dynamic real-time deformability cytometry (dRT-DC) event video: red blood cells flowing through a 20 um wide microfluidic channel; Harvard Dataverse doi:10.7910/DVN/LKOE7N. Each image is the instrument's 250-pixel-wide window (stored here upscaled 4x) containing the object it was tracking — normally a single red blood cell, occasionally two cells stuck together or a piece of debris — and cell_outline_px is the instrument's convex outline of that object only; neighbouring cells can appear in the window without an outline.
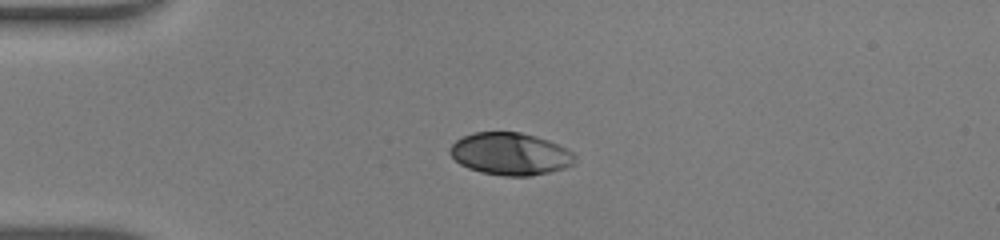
{"species": "human", "species_latin": "Homo sapiens", "temperature_condition": "warm", "stored_images_in_passage": 37, "camera_frame_rate_fps": 3000, "um_per_image_px": 0.085, "donor": {"sex": "male"}, "frame": {"image": 1, "passage_image": 1, "time_ms": 0.0, "image_size_px": [1000, 240], "cell_outline_px": [[576, 156], [572, 164], [564, 168], [532, 176], [504, 176], [480, 172], [468, 168], [460, 164], [448, 152], [452, 144], [456, 140], [472, 132], [520, 132], [536, 136], [548, 140], [572, 152]], "centroid_in_image_um": [43.35, 13.08], "position_along_channel_um": 41.7, "area_um2": 30.69}}
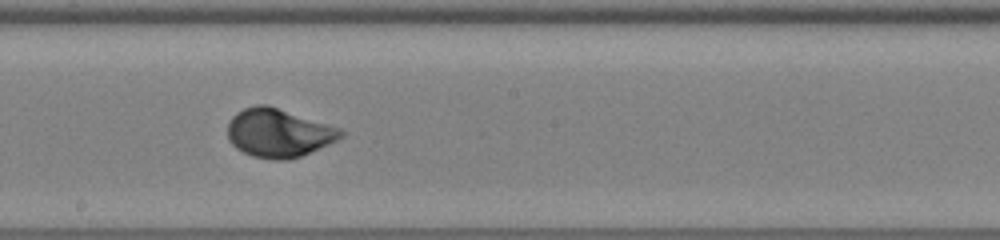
{"frame": {"image": 2, "passage_image": 16, "time_ms": 5.0, "image_size_px": [1000, 240], "cell_outline_px": [[348, 132], [344, 136], [328, 144], [300, 156], [288, 160], [276, 160], [252, 156], [236, 148], [228, 140], [228, 124], [232, 116], [236, 112], [244, 108], [256, 104], [268, 104], [340, 128]], "centroid_in_image_um": [23.67, 11.28], "position_along_channel_um": 224.5, "area_um2": 32.08}}
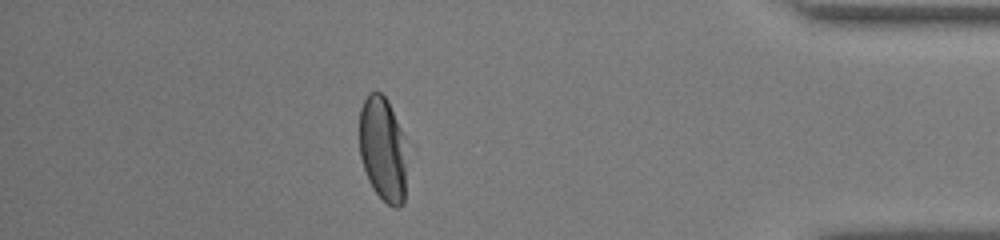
{"frame": {"image": 3, "passage_image": 31, "time_ms": 10.0, "image_size_px": [1000, 240], "cell_outline_px": [[408, 148], [404, 204], [400, 208], [392, 208], [372, 188], [368, 180], [360, 156], [360, 108], [368, 92], [380, 92], [388, 100], [408, 144]], "centroid_in_image_um": [32.59, 12.7], "position_along_channel_um": 402.6, "area_um2": 29.77}, "authors_computed_cell_mechanics": {"area_um2": 31.6166, "velocity_mm_per_s": 4.3244, "shape_relaxation_time_tau1_ms": 2.4349, "shape_relaxation_time_tau2_ms": null, "deformation_change_tau1": 0.1709, "deformation_change_tau2": null}}